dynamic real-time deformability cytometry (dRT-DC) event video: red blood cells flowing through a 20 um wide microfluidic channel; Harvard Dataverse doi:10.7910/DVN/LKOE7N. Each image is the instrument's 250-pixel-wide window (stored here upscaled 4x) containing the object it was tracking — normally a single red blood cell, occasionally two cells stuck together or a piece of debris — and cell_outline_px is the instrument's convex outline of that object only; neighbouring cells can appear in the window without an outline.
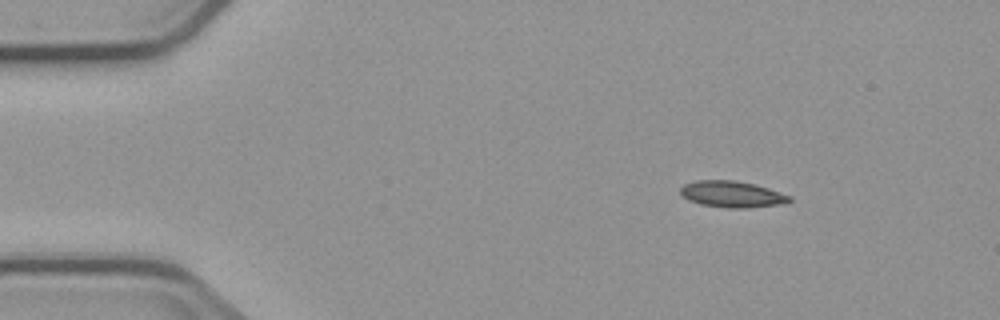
{"species": "common noctule bat (a hibernating species)", "species_latin": "Nyctalus noctula", "temperature_condition": "cold", "stored_images_in_passage": 3, "camera_frame_rate_fps": 3000, "um_per_image_px": 0.085, "animal": {"sex": "male", "body_mass_g": 23.1, "forearm_length_mm": 52.7}, "frame": {"image": 1, "passage_image": 1, "time_ms": 0.0, "image_size_px": [1000, 320], "cell_outline_px": [[792, 200], [788, 204], [744, 208], [728, 208], [700, 204], [688, 200], [680, 192], [680, 188], [684, 184], [696, 180], [736, 180], [756, 184], [792, 196]], "centroid_in_image_um": [62.27, 16.51], "position_along_channel_um": 22.7, "area_um2": 16.99}}